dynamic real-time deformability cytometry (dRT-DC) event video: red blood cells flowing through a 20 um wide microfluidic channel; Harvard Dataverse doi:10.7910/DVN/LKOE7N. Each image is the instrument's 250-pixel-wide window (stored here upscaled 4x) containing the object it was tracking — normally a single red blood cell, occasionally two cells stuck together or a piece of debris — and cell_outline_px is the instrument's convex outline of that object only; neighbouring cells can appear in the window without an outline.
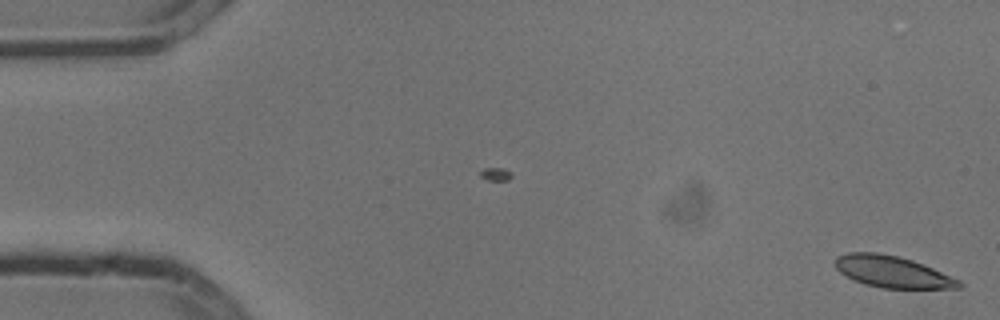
{"species": "common noctule bat (a hibernating species)", "species_latin": "Nyctalus noctula", "temperature_condition": "cold", "stored_images_in_passage": 2, "camera_frame_rate_fps": 3000, "um_per_image_px": 0.085, "animal": {"sex": "male", "body_mass_g": 13.3}, "frame": {"image": 1, "passage_image": 2, "time_ms": 0.333, "image_size_px": [1000, 320], "cell_outline_px": [[964, 284], [960, 288], [880, 288], [864, 284], [840, 272], [836, 268], [836, 256], [848, 252], [876, 252], [900, 256], [924, 264], [960, 280]], "centroid_in_image_um": [75.87, 23.09], "position_along_channel_um": 9.1, "area_um2": 22.77}}